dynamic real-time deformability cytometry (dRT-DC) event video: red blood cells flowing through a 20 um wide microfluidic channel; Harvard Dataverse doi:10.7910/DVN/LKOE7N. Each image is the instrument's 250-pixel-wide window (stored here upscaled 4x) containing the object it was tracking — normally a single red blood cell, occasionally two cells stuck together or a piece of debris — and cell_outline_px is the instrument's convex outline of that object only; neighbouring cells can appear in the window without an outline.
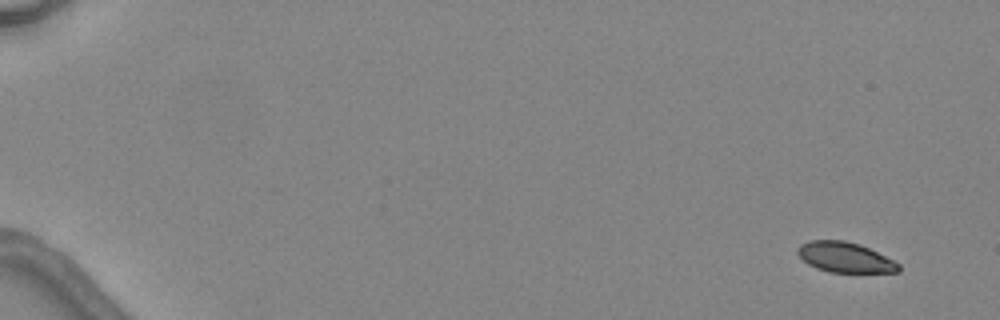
{"species": "common noctule bat (a hibernating species)", "species_latin": "Nyctalus noctula", "temperature_condition": "warm", "stored_images_in_passage": 6, "camera_frame_rate_fps": 3000, "um_per_image_px": 0.085, "animal": {"sex": "female", "body_mass_g": 24.6, "forearm_length_mm": 56.2}, "frame": {"image": 1, "passage_image": 1, "time_ms": 0.0, "image_size_px": [1000, 320], "cell_outline_px": [[900, 272], [828, 272], [816, 268], [808, 264], [796, 252], [800, 244], [808, 240], [844, 240], [860, 244], [900, 264]], "centroid_in_image_um": [71.8, 21.87], "position_along_channel_um": 13.2, "area_um2": 17.69}}
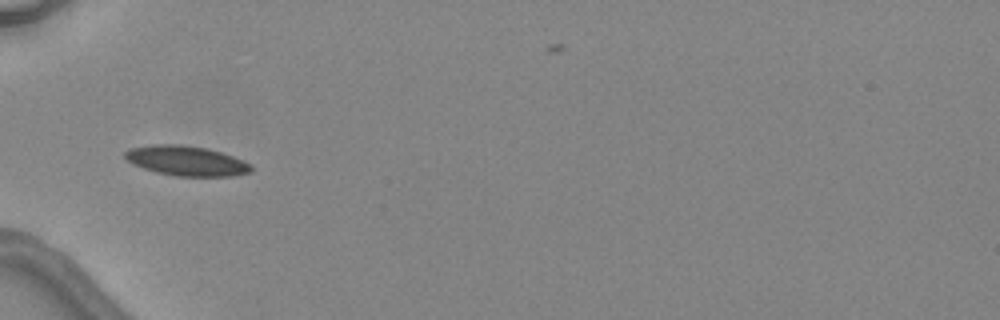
{"frame": {"image": 2, "passage_image": 5, "time_ms": 5.333, "image_size_px": [1000, 320], "cell_outline_px": [[252, 172], [232, 176], [176, 176], [156, 172], [132, 164], [124, 156], [124, 152], [132, 148], [152, 144], [180, 144], [204, 148], [220, 152], [232, 156], [252, 164]], "centroid_in_image_um": [15.85, 13.67], "position_along_channel_um": 69.2, "area_um2": 21.85}}